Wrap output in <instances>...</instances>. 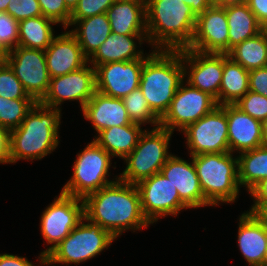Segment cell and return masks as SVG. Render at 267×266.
Wrapping results in <instances>:
<instances>
[{
    "label": "cell",
    "mask_w": 267,
    "mask_h": 266,
    "mask_svg": "<svg viewBox=\"0 0 267 266\" xmlns=\"http://www.w3.org/2000/svg\"><path fill=\"white\" fill-rule=\"evenodd\" d=\"M83 202L84 217L115 239L127 230L136 232L151 225L143 216L137 186L120 179L89 194Z\"/></svg>",
    "instance_id": "obj_1"
},
{
    "label": "cell",
    "mask_w": 267,
    "mask_h": 266,
    "mask_svg": "<svg viewBox=\"0 0 267 266\" xmlns=\"http://www.w3.org/2000/svg\"><path fill=\"white\" fill-rule=\"evenodd\" d=\"M62 109L37 102L21 125L10 131V163L19 160H42L55 151L59 140Z\"/></svg>",
    "instance_id": "obj_2"
},
{
    "label": "cell",
    "mask_w": 267,
    "mask_h": 266,
    "mask_svg": "<svg viewBox=\"0 0 267 266\" xmlns=\"http://www.w3.org/2000/svg\"><path fill=\"white\" fill-rule=\"evenodd\" d=\"M197 16L182 0H146L148 46L155 50L187 48L194 36Z\"/></svg>",
    "instance_id": "obj_3"
},
{
    "label": "cell",
    "mask_w": 267,
    "mask_h": 266,
    "mask_svg": "<svg viewBox=\"0 0 267 266\" xmlns=\"http://www.w3.org/2000/svg\"><path fill=\"white\" fill-rule=\"evenodd\" d=\"M183 81L182 49L155 50L143 63L139 88L161 119Z\"/></svg>",
    "instance_id": "obj_4"
},
{
    "label": "cell",
    "mask_w": 267,
    "mask_h": 266,
    "mask_svg": "<svg viewBox=\"0 0 267 266\" xmlns=\"http://www.w3.org/2000/svg\"><path fill=\"white\" fill-rule=\"evenodd\" d=\"M234 156V157H233ZM205 200L213 207L238 199V160L231 152L192 156Z\"/></svg>",
    "instance_id": "obj_5"
},
{
    "label": "cell",
    "mask_w": 267,
    "mask_h": 266,
    "mask_svg": "<svg viewBox=\"0 0 267 266\" xmlns=\"http://www.w3.org/2000/svg\"><path fill=\"white\" fill-rule=\"evenodd\" d=\"M115 238L83 217L70 234L44 257V266L85 263L112 245Z\"/></svg>",
    "instance_id": "obj_6"
},
{
    "label": "cell",
    "mask_w": 267,
    "mask_h": 266,
    "mask_svg": "<svg viewBox=\"0 0 267 266\" xmlns=\"http://www.w3.org/2000/svg\"><path fill=\"white\" fill-rule=\"evenodd\" d=\"M174 133L162 127L145 129L134 150L124 159L125 169L119 179L137 185L139 182L161 172L172 155L169 151L171 136Z\"/></svg>",
    "instance_id": "obj_7"
},
{
    "label": "cell",
    "mask_w": 267,
    "mask_h": 266,
    "mask_svg": "<svg viewBox=\"0 0 267 266\" xmlns=\"http://www.w3.org/2000/svg\"><path fill=\"white\" fill-rule=\"evenodd\" d=\"M113 157L100 147L94 140L87 143L79 151L72 165V177L65 183L60 192L84 199L89 194L113 183L119 179L110 176V167ZM108 176V177H107Z\"/></svg>",
    "instance_id": "obj_8"
},
{
    "label": "cell",
    "mask_w": 267,
    "mask_h": 266,
    "mask_svg": "<svg viewBox=\"0 0 267 266\" xmlns=\"http://www.w3.org/2000/svg\"><path fill=\"white\" fill-rule=\"evenodd\" d=\"M55 197L40 218V232L44 243H47V248L41 252L43 257L64 240L84 217L83 199L62 192Z\"/></svg>",
    "instance_id": "obj_9"
},
{
    "label": "cell",
    "mask_w": 267,
    "mask_h": 266,
    "mask_svg": "<svg viewBox=\"0 0 267 266\" xmlns=\"http://www.w3.org/2000/svg\"><path fill=\"white\" fill-rule=\"evenodd\" d=\"M180 133L186 137L190 156L230 152L227 116L220 105Z\"/></svg>",
    "instance_id": "obj_10"
},
{
    "label": "cell",
    "mask_w": 267,
    "mask_h": 266,
    "mask_svg": "<svg viewBox=\"0 0 267 266\" xmlns=\"http://www.w3.org/2000/svg\"><path fill=\"white\" fill-rule=\"evenodd\" d=\"M185 83V84H184ZM217 105L208 93L190 86L183 81L171 101L168 111L160 119V127L170 132H182L190 124L210 113Z\"/></svg>",
    "instance_id": "obj_11"
},
{
    "label": "cell",
    "mask_w": 267,
    "mask_h": 266,
    "mask_svg": "<svg viewBox=\"0 0 267 266\" xmlns=\"http://www.w3.org/2000/svg\"><path fill=\"white\" fill-rule=\"evenodd\" d=\"M143 216L152 225L160 218L177 216L180 211L189 209L181 200L176 187L161 172L139 182Z\"/></svg>",
    "instance_id": "obj_12"
},
{
    "label": "cell",
    "mask_w": 267,
    "mask_h": 266,
    "mask_svg": "<svg viewBox=\"0 0 267 266\" xmlns=\"http://www.w3.org/2000/svg\"><path fill=\"white\" fill-rule=\"evenodd\" d=\"M22 83L26 93L36 102L46 95L51 77L47 70L45 50L17 46L6 61Z\"/></svg>",
    "instance_id": "obj_13"
},
{
    "label": "cell",
    "mask_w": 267,
    "mask_h": 266,
    "mask_svg": "<svg viewBox=\"0 0 267 266\" xmlns=\"http://www.w3.org/2000/svg\"><path fill=\"white\" fill-rule=\"evenodd\" d=\"M95 92V68L87 63L79 70L51 78L48 91L39 103L61 109L64 101H78L82 110Z\"/></svg>",
    "instance_id": "obj_14"
},
{
    "label": "cell",
    "mask_w": 267,
    "mask_h": 266,
    "mask_svg": "<svg viewBox=\"0 0 267 266\" xmlns=\"http://www.w3.org/2000/svg\"><path fill=\"white\" fill-rule=\"evenodd\" d=\"M182 64L184 81L190 86L208 93L219 105V89L223 76V53H203L183 48Z\"/></svg>",
    "instance_id": "obj_15"
},
{
    "label": "cell",
    "mask_w": 267,
    "mask_h": 266,
    "mask_svg": "<svg viewBox=\"0 0 267 266\" xmlns=\"http://www.w3.org/2000/svg\"><path fill=\"white\" fill-rule=\"evenodd\" d=\"M146 53L141 59L119 61L95 67L96 91L114 98L123 99L140 86L144 61L155 51Z\"/></svg>",
    "instance_id": "obj_16"
},
{
    "label": "cell",
    "mask_w": 267,
    "mask_h": 266,
    "mask_svg": "<svg viewBox=\"0 0 267 266\" xmlns=\"http://www.w3.org/2000/svg\"><path fill=\"white\" fill-rule=\"evenodd\" d=\"M228 31L225 7L212 5L197 16L194 36L187 49L227 54Z\"/></svg>",
    "instance_id": "obj_17"
},
{
    "label": "cell",
    "mask_w": 267,
    "mask_h": 266,
    "mask_svg": "<svg viewBox=\"0 0 267 266\" xmlns=\"http://www.w3.org/2000/svg\"><path fill=\"white\" fill-rule=\"evenodd\" d=\"M189 157L191 161L172 154L162 167L161 173L176 187L180 200L189 209L211 207L201 190L192 156Z\"/></svg>",
    "instance_id": "obj_18"
},
{
    "label": "cell",
    "mask_w": 267,
    "mask_h": 266,
    "mask_svg": "<svg viewBox=\"0 0 267 266\" xmlns=\"http://www.w3.org/2000/svg\"><path fill=\"white\" fill-rule=\"evenodd\" d=\"M45 50L47 70L51 78L79 70L88 63L76 38L64 29Z\"/></svg>",
    "instance_id": "obj_19"
},
{
    "label": "cell",
    "mask_w": 267,
    "mask_h": 266,
    "mask_svg": "<svg viewBox=\"0 0 267 266\" xmlns=\"http://www.w3.org/2000/svg\"><path fill=\"white\" fill-rule=\"evenodd\" d=\"M228 121V143L231 153L238 154L262 145L261 122L244 113L235 104L221 106Z\"/></svg>",
    "instance_id": "obj_20"
},
{
    "label": "cell",
    "mask_w": 267,
    "mask_h": 266,
    "mask_svg": "<svg viewBox=\"0 0 267 266\" xmlns=\"http://www.w3.org/2000/svg\"><path fill=\"white\" fill-rule=\"evenodd\" d=\"M237 244L249 266L263 264L267 250V224L257 215L244 211L238 217Z\"/></svg>",
    "instance_id": "obj_21"
},
{
    "label": "cell",
    "mask_w": 267,
    "mask_h": 266,
    "mask_svg": "<svg viewBox=\"0 0 267 266\" xmlns=\"http://www.w3.org/2000/svg\"><path fill=\"white\" fill-rule=\"evenodd\" d=\"M81 111L97 133L109 127L133 124L123 99L108 97L97 91Z\"/></svg>",
    "instance_id": "obj_22"
},
{
    "label": "cell",
    "mask_w": 267,
    "mask_h": 266,
    "mask_svg": "<svg viewBox=\"0 0 267 266\" xmlns=\"http://www.w3.org/2000/svg\"><path fill=\"white\" fill-rule=\"evenodd\" d=\"M143 41L148 43L147 35L111 33L97 51L88 59V63L95 68L97 65L111 62L141 59L146 55V53L144 54V50L140 49V47H143Z\"/></svg>",
    "instance_id": "obj_23"
},
{
    "label": "cell",
    "mask_w": 267,
    "mask_h": 266,
    "mask_svg": "<svg viewBox=\"0 0 267 266\" xmlns=\"http://www.w3.org/2000/svg\"><path fill=\"white\" fill-rule=\"evenodd\" d=\"M106 15L112 33L147 35L146 0H116Z\"/></svg>",
    "instance_id": "obj_24"
},
{
    "label": "cell",
    "mask_w": 267,
    "mask_h": 266,
    "mask_svg": "<svg viewBox=\"0 0 267 266\" xmlns=\"http://www.w3.org/2000/svg\"><path fill=\"white\" fill-rule=\"evenodd\" d=\"M141 126V124L133 123L109 127L96 133L98 135H95L93 140L113 158L118 157L124 160L138 144L145 130Z\"/></svg>",
    "instance_id": "obj_25"
},
{
    "label": "cell",
    "mask_w": 267,
    "mask_h": 266,
    "mask_svg": "<svg viewBox=\"0 0 267 266\" xmlns=\"http://www.w3.org/2000/svg\"><path fill=\"white\" fill-rule=\"evenodd\" d=\"M70 27L74 29L72 28L69 32L76 38L87 59L112 33L106 13L77 20Z\"/></svg>",
    "instance_id": "obj_26"
},
{
    "label": "cell",
    "mask_w": 267,
    "mask_h": 266,
    "mask_svg": "<svg viewBox=\"0 0 267 266\" xmlns=\"http://www.w3.org/2000/svg\"><path fill=\"white\" fill-rule=\"evenodd\" d=\"M225 11L229 28L228 52L264 29L246 3L227 6Z\"/></svg>",
    "instance_id": "obj_27"
},
{
    "label": "cell",
    "mask_w": 267,
    "mask_h": 266,
    "mask_svg": "<svg viewBox=\"0 0 267 266\" xmlns=\"http://www.w3.org/2000/svg\"><path fill=\"white\" fill-rule=\"evenodd\" d=\"M249 71L223 53L219 105L235 104L249 91Z\"/></svg>",
    "instance_id": "obj_28"
},
{
    "label": "cell",
    "mask_w": 267,
    "mask_h": 266,
    "mask_svg": "<svg viewBox=\"0 0 267 266\" xmlns=\"http://www.w3.org/2000/svg\"><path fill=\"white\" fill-rule=\"evenodd\" d=\"M240 187L249 192L267 178V146H259L237 155Z\"/></svg>",
    "instance_id": "obj_29"
},
{
    "label": "cell",
    "mask_w": 267,
    "mask_h": 266,
    "mask_svg": "<svg viewBox=\"0 0 267 266\" xmlns=\"http://www.w3.org/2000/svg\"><path fill=\"white\" fill-rule=\"evenodd\" d=\"M227 54L248 71L267 66V28L236 45Z\"/></svg>",
    "instance_id": "obj_30"
},
{
    "label": "cell",
    "mask_w": 267,
    "mask_h": 266,
    "mask_svg": "<svg viewBox=\"0 0 267 266\" xmlns=\"http://www.w3.org/2000/svg\"><path fill=\"white\" fill-rule=\"evenodd\" d=\"M53 25L56 23L43 15L20 21L18 46L46 50L55 37Z\"/></svg>",
    "instance_id": "obj_31"
},
{
    "label": "cell",
    "mask_w": 267,
    "mask_h": 266,
    "mask_svg": "<svg viewBox=\"0 0 267 266\" xmlns=\"http://www.w3.org/2000/svg\"><path fill=\"white\" fill-rule=\"evenodd\" d=\"M36 103L34 99H8L0 96V127L9 131L19 127Z\"/></svg>",
    "instance_id": "obj_32"
},
{
    "label": "cell",
    "mask_w": 267,
    "mask_h": 266,
    "mask_svg": "<svg viewBox=\"0 0 267 266\" xmlns=\"http://www.w3.org/2000/svg\"><path fill=\"white\" fill-rule=\"evenodd\" d=\"M123 102L127 114L133 123L143 126L151 124L153 128L159 127L160 118L151 110L140 88L133 90L125 96Z\"/></svg>",
    "instance_id": "obj_33"
},
{
    "label": "cell",
    "mask_w": 267,
    "mask_h": 266,
    "mask_svg": "<svg viewBox=\"0 0 267 266\" xmlns=\"http://www.w3.org/2000/svg\"><path fill=\"white\" fill-rule=\"evenodd\" d=\"M0 96L8 99H33L26 93L7 62L0 63Z\"/></svg>",
    "instance_id": "obj_34"
},
{
    "label": "cell",
    "mask_w": 267,
    "mask_h": 266,
    "mask_svg": "<svg viewBox=\"0 0 267 266\" xmlns=\"http://www.w3.org/2000/svg\"><path fill=\"white\" fill-rule=\"evenodd\" d=\"M235 105L260 122L267 117V97L262 94L249 90Z\"/></svg>",
    "instance_id": "obj_35"
},
{
    "label": "cell",
    "mask_w": 267,
    "mask_h": 266,
    "mask_svg": "<svg viewBox=\"0 0 267 266\" xmlns=\"http://www.w3.org/2000/svg\"><path fill=\"white\" fill-rule=\"evenodd\" d=\"M42 15L57 25H62L63 29L69 30L71 10L66 6L64 0H38Z\"/></svg>",
    "instance_id": "obj_36"
},
{
    "label": "cell",
    "mask_w": 267,
    "mask_h": 266,
    "mask_svg": "<svg viewBox=\"0 0 267 266\" xmlns=\"http://www.w3.org/2000/svg\"><path fill=\"white\" fill-rule=\"evenodd\" d=\"M115 1L116 0H79L77 6L71 12L69 28L77 20L106 13Z\"/></svg>",
    "instance_id": "obj_37"
},
{
    "label": "cell",
    "mask_w": 267,
    "mask_h": 266,
    "mask_svg": "<svg viewBox=\"0 0 267 266\" xmlns=\"http://www.w3.org/2000/svg\"><path fill=\"white\" fill-rule=\"evenodd\" d=\"M6 12L18 22L42 16L38 0H10Z\"/></svg>",
    "instance_id": "obj_38"
},
{
    "label": "cell",
    "mask_w": 267,
    "mask_h": 266,
    "mask_svg": "<svg viewBox=\"0 0 267 266\" xmlns=\"http://www.w3.org/2000/svg\"><path fill=\"white\" fill-rule=\"evenodd\" d=\"M19 22L7 12H0V40L9 49L16 48L19 42Z\"/></svg>",
    "instance_id": "obj_39"
},
{
    "label": "cell",
    "mask_w": 267,
    "mask_h": 266,
    "mask_svg": "<svg viewBox=\"0 0 267 266\" xmlns=\"http://www.w3.org/2000/svg\"><path fill=\"white\" fill-rule=\"evenodd\" d=\"M253 203L247 212L258 214L267 205V178L261 180L249 192Z\"/></svg>",
    "instance_id": "obj_40"
},
{
    "label": "cell",
    "mask_w": 267,
    "mask_h": 266,
    "mask_svg": "<svg viewBox=\"0 0 267 266\" xmlns=\"http://www.w3.org/2000/svg\"><path fill=\"white\" fill-rule=\"evenodd\" d=\"M249 90L267 97V66L249 71Z\"/></svg>",
    "instance_id": "obj_41"
},
{
    "label": "cell",
    "mask_w": 267,
    "mask_h": 266,
    "mask_svg": "<svg viewBox=\"0 0 267 266\" xmlns=\"http://www.w3.org/2000/svg\"><path fill=\"white\" fill-rule=\"evenodd\" d=\"M39 265H35L26 257L18 256L17 254L1 253L0 254V266H44V257L39 253L38 259Z\"/></svg>",
    "instance_id": "obj_42"
},
{
    "label": "cell",
    "mask_w": 267,
    "mask_h": 266,
    "mask_svg": "<svg viewBox=\"0 0 267 266\" xmlns=\"http://www.w3.org/2000/svg\"><path fill=\"white\" fill-rule=\"evenodd\" d=\"M246 4L256 16L257 21L267 28V0H246Z\"/></svg>",
    "instance_id": "obj_43"
},
{
    "label": "cell",
    "mask_w": 267,
    "mask_h": 266,
    "mask_svg": "<svg viewBox=\"0 0 267 266\" xmlns=\"http://www.w3.org/2000/svg\"><path fill=\"white\" fill-rule=\"evenodd\" d=\"M10 131L0 127V164L10 163Z\"/></svg>",
    "instance_id": "obj_44"
},
{
    "label": "cell",
    "mask_w": 267,
    "mask_h": 266,
    "mask_svg": "<svg viewBox=\"0 0 267 266\" xmlns=\"http://www.w3.org/2000/svg\"><path fill=\"white\" fill-rule=\"evenodd\" d=\"M182 1L191 7V10L196 16L202 14L206 9L210 8L213 5L211 0H182Z\"/></svg>",
    "instance_id": "obj_45"
},
{
    "label": "cell",
    "mask_w": 267,
    "mask_h": 266,
    "mask_svg": "<svg viewBox=\"0 0 267 266\" xmlns=\"http://www.w3.org/2000/svg\"><path fill=\"white\" fill-rule=\"evenodd\" d=\"M213 5L218 7H227L231 5H240L246 3V0H212Z\"/></svg>",
    "instance_id": "obj_46"
},
{
    "label": "cell",
    "mask_w": 267,
    "mask_h": 266,
    "mask_svg": "<svg viewBox=\"0 0 267 266\" xmlns=\"http://www.w3.org/2000/svg\"><path fill=\"white\" fill-rule=\"evenodd\" d=\"M10 50L0 40V63L6 62L9 56Z\"/></svg>",
    "instance_id": "obj_47"
},
{
    "label": "cell",
    "mask_w": 267,
    "mask_h": 266,
    "mask_svg": "<svg viewBox=\"0 0 267 266\" xmlns=\"http://www.w3.org/2000/svg\"><path fill=\"white\" fill-rule=\"evenodd\" d=\"M262 145L267 146V117L261 122Z\"/></svg>",
    "instance_id": "obj_48"
},
{
    "label": "cell",
    "mask_w": 267,
    "mask_h": 266,
    "mask_svg": "<svg viewBox=\"0 0 267 266\" xmlns=\"http://www.w3.org/2000/svg\"><path fill=\"white\" fill-rule=\"evenodd\" d=\"M66 6L73 11V9L77 6L79 0H64Z\"/></svg>",
    "instance_id": "obj_49"
},
{
    "label": "cell",
    "mask_w": 267,
    "mask_h": 266,
    "mask_svg": "<svg viewBox=\"0 0 267 266\" xmlns=\"http://www.w3.org/2000/svg\"><path fill=\"white\" fill-rule=\"evenodd\" d=\"M257 215L267 224V205Z\"/></svg>",
    "instance_id": "obj_50"
},
{
    "label": "cell",
    "mask_w": 267,
    "mask_h": 266,
    "mask_svg": "<svg viewBox=\"0 0 267 266\" xmlns=\"http://www.w3.org/2000/svg\"><path fill=\"white\" fill-rule=\"evenodd\" d=\"M10 0H0V12H6Z\"/></svg>",
    "instance_id": "obj_51"
},
{
    "label": "cell",
    "mask_w": 267,
    "mask_h": 266,
    "mask_svg": "<svg viewBox=\"0 0 267 266\" xmlns=\"http://www.w3.org/2000/svg\"><path fill=\"white\" fill-rule=\"evenodd\" d=\"M263 263L267 264V250L265 252V256H264V259H263Z\"/></svg>",
    "instance_id": "obj_52"
}]
</instances>
